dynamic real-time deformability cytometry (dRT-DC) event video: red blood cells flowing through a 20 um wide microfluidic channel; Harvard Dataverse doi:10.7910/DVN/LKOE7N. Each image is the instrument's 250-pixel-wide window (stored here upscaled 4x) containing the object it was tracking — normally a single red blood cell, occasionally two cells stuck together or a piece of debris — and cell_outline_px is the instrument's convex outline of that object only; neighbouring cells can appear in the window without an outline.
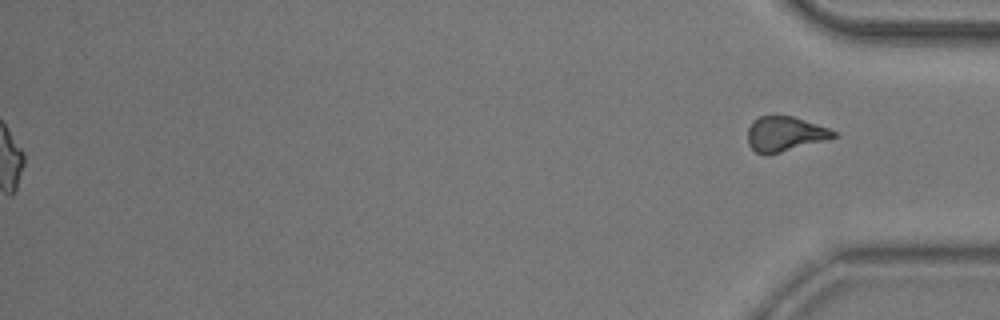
{"species": "common noctule bat (a hibernating species)", "species_latin": "Nyctalus noctula", "temperature_condition": "room temperature", "stored_images_in_passage": 51, "segment_of_instrument_passage": [2, 2], "camera_frame_rate_fps": 3000, "um_per_image_px": 0.085, "animal": {"sex": "male", "body_mass_g": 20.5, "forearm_length_mm": 52.5}, "frame": {"image": 1, "passage_image": 51, "time_ms": 16.667, "image_size_px": [1000, 320], "cell_outline_px": [[836, 136], [832, 140], [764, 156], [756, 152], [748, 144], [748, 128], [752, 120], [760, 116], [772, 112], [776, 112], [792, 116], [828, 128], [836, 132]], "centroid_in_image_um": [66.7, 11.36], "position_along_channel_um": 368.5, "area_um2": 18.21}}